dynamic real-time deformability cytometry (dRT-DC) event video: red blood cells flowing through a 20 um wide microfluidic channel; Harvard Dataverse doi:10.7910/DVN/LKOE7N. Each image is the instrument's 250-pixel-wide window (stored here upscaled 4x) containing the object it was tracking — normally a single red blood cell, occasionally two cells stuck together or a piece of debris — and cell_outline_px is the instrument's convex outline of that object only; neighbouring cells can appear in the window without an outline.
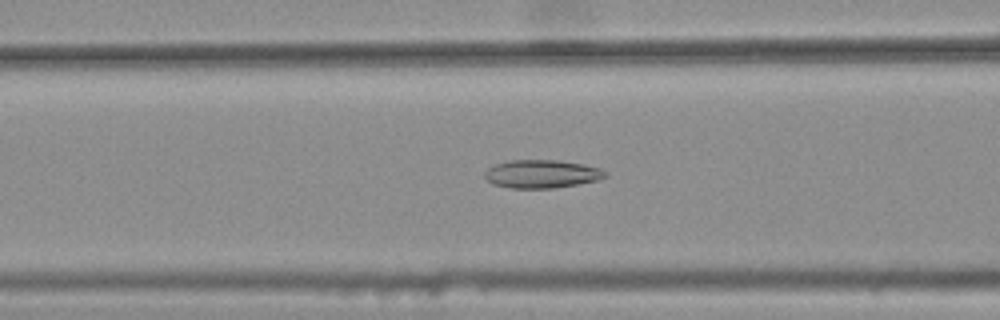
{"species": "common noctule bat (a hibernating species)", "species_latin": "Nyctalus noctula", "temperature_condition": "warm", "stored_images_in_passage": 21, "camera_frame_rate_fps": 3000, "um_per_image_px": 0.085, "animal": {"sex": "female", "body_mass_g": 25.1}, "frame": {"image": 1, "passage_image": 21, "time_ms": 6.667, "image_size_px": [1000, 320], "cell_outline_px": [[608, 176], [596, 180], [576, 184], [552, 188], [508, 188], [492, 184], [484, 176], [484, 172], [488, 168], [496, 164], [508, 160], [560, 160], [584, 164], [600, 168], [608, 172]], "centroid_in_image_um": [46.04, 14.78], "position_along_channel_um": 120.6, "area_um2": 19.88}}